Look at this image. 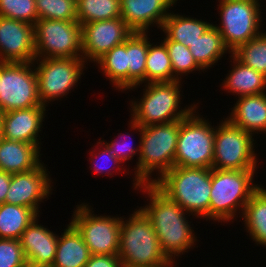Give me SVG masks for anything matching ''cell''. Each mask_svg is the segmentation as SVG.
<instances>
[{
  "instance_id": "1",
  "label": "cell",
  "mask_w": 266,
  "mask_h": 267,
  "mask_svg": "<svg viewBox=\"0 0 266 267\" xmlns=\"http://www.w3.org/2000/svg\"><path fill=\"white\" fill-rule=\"evenodd\" d=\"M139 190L147 194L146 198L148 196L150 201L137 208H140L151 221L160 248L167 258L175 261L195 247L198 237L194 234L193 227H190L191 222L187 220L190 213L168 199L153 184L140 185L138 192Z\"/></svg>"
},
{
  "instance_id": "2",
  "label": "cell",
  "mask_w": 266,
  "mask_h": 267,
  "mask_svg": "<svg viewBox=\"0 0 266 267\" xmlns=\"http://www.w3.org/2000/svg\"><path fill=\"white\" fill-rule=\"evenodd\" d=\"M129 120V127L132 128L129 131L140 132L141 139L132 183L137 191L140 185L154 184L174 167L180 120L145 127H141L131 118ZM155 172L158 177H152Z\"/></svg>"
},
{
  "instance_id": "3",
  "label": "cell",
  "mask_w": 266,
  "mask_h": 267,
  "mask_svg": "<svg viewBox=\"0 0 266 267\" xmlns=\"http://www.w3.org/2000/svg\"><path fill=\"white\" fill-rule=\"evenodd\" d=\"M153 185L192 216L209 220L211 168L174 166Z\"/></svg>"
},
{
  "instance_id": "4",
  "label": "cell",
  "mask_w": 266,
  "mask_h": 267,
  "mask_svg": "<svg viewBox=\"0 0 266 267\" xmlns=\"http://www.w3.org/2000/svg\"><path fill=\"white\" fill-rule=\"evenodd\" d=\"M256 173L257 170L211 168L209 221L233 222L237 213L241 217L249 198L261 187L253 184Z\"/></svg>"
},
{
  "instance_id": "5",
  "label": "cell",
  "mask_w": 266,
  "mask_h": 267,
  "mask_svg": "<svg viewBox=\"0 0 266 267\" xmlns=\"http://www.w3.org/2000/svg\"><path fill=\"white\" fill-rule=\"evenodd\" d=\"M121 217L118 257L123 267H163L171 261L162 252L149 218L139 208ZM125 219V220H124Z\"/></svg>"
},
{
  "instance_id": "6",
  "label": "cell",
  "mask_w": 266,
  "mask_h": 267,
  "mask_svg": "<svg viewBox=\"0 0 266 267\" xmlns=\"http://www.w3.org/2000/svg\"><path fill=\"white\" fill-rule=\"evenodd\" d=\"M182 81L144 84L143 96L130 100L131 119L141 127L153 124L182 120L188 116L198 103L187 105L182 109ZM139 100V101H138ZM181 107V108H180ZM132 112V113H131Z\"/></svg>"
},
{
  "instance_id": "7",
  "label": "cell",
  "mask_w": 266,
  "mask_h": 267,
  "mask_svg": "<svg viewBox=\"0 0 266 267\" xmlns=\"http://www.w3.org/2000/svg\"><path fill=\"white\" fill-rule=\"evenodd\" d=\"M196 111L180 120L174 166L212 168L215 128Z\"/></svg>"
},
{
  "instance_id": "8",
  "label": "cell",
  "mask_w": 266,
  "mask_h": 267,
  "mask_svg": "<svg viewBox=\"0 0 266 267\" xmlns=\"http://www.w3.org/2000/svg\"><path fill=\"white\" fill-rule=\"evenodd\" d=\"M224 120V121H223ZM215 126L213 169L257 170L258 157L255 153L253 134L234 125L227 118Z\"/></svg>"
},
{
  "instance_id": "9",
  "label": "cell",
  "mask_w": 266,
  "mask_h": 267,
  "mask_svg": "<svg viewBox=\"0 0 266 267\" xmlns=\"http://www.w3.org/2000/svg\"><path fill=\"white\" fill-rule=\"evenodd\" d=\"M221 18L213 26L220 32L225 46L234 52L240 45L259 35L261 31V3L259 0H218ZM220 12V13H219Z\"/></svg>"
},
{
  "instance_id": "10",
  "label": "cell",
  "mask_w": 266,
  "mask_h": 267,
  "mask_svg": "<svg viewBox=\"0 0 266 267\" xmlns=\"http://www.w3.org/2000/svg\"><path fill=\"white\" fill-rule=\"evenodd\" d=\"M35 59L83 58L78 21L38 19L34 25Z\"/></svg>"
},
{
  "instance_id": "11",
  "label": "cell",
  "mask_w": 266,
  "mask_h": 267,
  "mask_svg": "<svg viewBox=\"0 0 266 267\" xmlns=\"http://www.w3.org/2000/svg\"><path fill=\"white\" fill-rule=\"evenodd\" d=\"M76 205L70 223L77 229L91 255H118L121 217L94 214L93 207Z\"/></svg>"
},
{
  "instance_id": "12",
  "label": "cell",
  "mask_w": 266,
  "mask_h": 267,
  "mask_svg": "<svg viewBox=\"0 0 266 267\" xmlns=\"http://www.w3.org/2000/svg\"><path fill=\"white\" fill-rule=\"evenodd\" d=\"M85 63L83 58L35 59L33 64H37L35 71L41 104L48 107L51 101L67 97L69 91L78 87L77 83L84 75Z\"/></svg>"
},
{
  "instance_id": "13",
  "label": "cell",
  "mask_w": 266,
  "mask_h": 267,
  "mask_svg": "<svg viewBox=\"0 0 266 267\" xmlns=\"http://www.w3.org/2000/svg\"><path fill=\"white\" fill-rule=\"evenodd\" d=\"M43 106L33 62H0V112Z\"/></svg>"
},
{
  "instance_id": "14",
  "label": "cell",
  "mask_w": 266,
  "mask_h": 267,
  "mask_svg": "<svg viewBox=\"0 0 266 267\" xmlns=\"http://www.w3.org/2000/svg\"><path fill=\"white\" fill-rule=\"evenodd\" d=\"M133 33L119 17L82 25L83 59L95 63L105 53L120 45Z\"/></svg>"
},
{
  "instance_id": "15",
  "label": "cell",
  "mask_w": 266,
  "mask_h": 267,
  "mask_svg": "<svg viewBox=\"0 0 266 267\" xmlns=\"http://www.w3.org/2000/svg\"><path fill=\"white\" fill-rule=\"evenodd\" d=\"M49 174L43 162L33 170L12 174L5 203L29 207L39 215V205L52 195Z\"/></svg>"
},
{
  "instance_id": "16",
  "label": "cell",
  "mask_w": 266,
  "mask_h": 267,
  "mask_svg": "<svg viewBox=\"0 0 266 267\" xmlns=\"http://www.w3.org/2000/svg\"><path fill=\"white\" fill-rule=\"evenodd\" d=\"M35 60L34 26L0 16V62Z\"/></svg>"
},
{
  "instance_id": "17",
  "label": "cell",
  "mask_w": 266,
  "mask_h": 267,
  "mask_svg": "<svg viewBox=\"0 0 266 267\" xmlns=\"http://www.w3.org/2000/svg\"><path fill=\"white\" fill-rule=\"evenodd\" d=\"M46 106L11 110L1 115V137L7 140L22 141L42 147L40 131L45 118ZM39 139V140H38Z\"/></svg>"
},
{
  "instance_id": "18",
  "label": "cell",
  "mask_w": 266,
  "mask_h": 267,
  "mask_svg": "<svg viewBox=\"0 0 266 267\" xmlns=\"http://www.w3.org/2000/svg\"><path fill=\"white\" fill-rule=\"evenodd\" d=\"M177 2L178 0H121V18L133 32H149L152 26L161 29L170 9Z\"/></svg>"
},
{
  "instance_id": "19",
  "label": "cell",
  "mask_w": 266,
  "mask_h": 267,
  "mask_svg": "<svg viewBox=\"0 0 266 267\" xmlns=\"http://www.w3.org/2000/svg\"><path fill=\"white\" fill-rule=\"evenodd\" d=\"M38 217L27 226L19 240L28 265L51 267L57 250L58 235L38 224Z\"/></svg>"
},
{
  "instance_id": "20",
  "label": "cell",
  "mask_w": 266,
  "mask_h": 267,
  "mask_svg": "<svg viewBox=\"0 0 266 267\" xmlns=\"http://www.w3.org/2000/svg\"><path fill=\"white\" fill-rule=\"evenodd\" d=\"M231 111L226 118L234 125L253 135H266V93L238 98Z\"/></svg>"
},
{
  "instance_id": "21",
  "label": "cell",
  "mask_w": 266,
  "mask_h": 267,
  "mask_svg": "<svg viewBox=\"0 0 266 267\" xmlns=\"http://www.w3.org/2000/svg\"><path fill=\"white\" fill-rule=\"evenodd\" d=\"M40 149L33 144L0 138V170L22 173L35 169L41 162Z\"/></svg>"
},
{
  "instance_id": "22",
  "label": "cell",
  "mask_w": 266,
  "mask_h": 267,
  "mask_svg": "<svg viewBox=\"0 0 266 267\" xmlns=\"http://www.w3.org/2000/svg\"><path fill=\"white\" fill-rule=\"evenodd\" d=\"M233 67L222 82V87L231 95L242 96L266 93V76L244 65L232 53L229 56Z\"/></svg>"
},
{
  "instance_id": "23",
  "label": "cell",
  "mask_w": 266,
  "mask_h": 267,
  "mask_svg": "<svg viewBox=\"0 0 266 267\" xmlns=\"http://www.w3.org/2000/svg\"><path fill=\"white\" fill-rule=\"evenodd\" d=\"M91 254L77 229L69 222L58 236V245L51 267H84Z\"/></svg>"
},
{
  "instance_id": "24",
  "label": "cell",
  "mask_w": 266,
  "mask_h": 267,
  "mask_svg": "<svg viewBox=\"0 0 266 267\" xmlns=\"http://www.w3.org/2000/svg\"><path fill=\"white\" fill-rule=\"evenodd\" d=\"M212 25V22L209 23L202 19L191 18L170 11L160 30L164 32V36L166 35L169 40L190 47Z\"/></svg>"
},
{
  "instance_id": "25",
  "label": "cell",
  "mask_w": 266,
  "mask_h": 267,
  "mask_svg": "<svg viewBox=\"0 0 266 267\" xmlns=\"http://www.w3.org/2000/svg\"><path fill=\"white\" fill-rule=\"evenodd\" d=\"M148 33L149 32H133L126 39L129 91H133V89L146 83V60L150 44V34L148 35Z\"/></svg>"
},
{
  "instance_id": "26",
  "label": "cell",
  "mask_w": 266,
  "mask_h": 267,
  "mask_svg": "<svg viewBox=\"0 0 266 267\" xmlns=\"http://www.w3.org/2000/svg\"><path fill=\"white\" fill-rule=\"evenodd\" d=\"M261 187L249 198L241 218L244 230L257 245L266 247V189Z\"/></svg>"
},
{
  "instance_id": "27",
  "label": "cell",
  "mask_w": 266,
  "mask_h": 267,
  "mask_svg": "<svg viewBox=\"0 0 266 267\" xmlns=\"http://www.w3.org/2000/svg\"><path fill=\"white\" fill-rule=\"evenodd\" d=\"M188 48L196 63L204 71L217 64L225 53L231 54L223 42L222 35L213 25Z\"/></svg>"
},
{
  "instance_id": "28",
  "label": "cell",
  "mask_w": 266,
  "mask_h": 267,
  "mask_svg": "<svg viewBox=\"0 0 266 267\" xmlns=\"http://www.w3.org/2000/svg\"><path fill=\"white\" fill-rule=\"evenodd\" d=\"M95 64L118 91L128 90V52L126 41L105 53Z\"/></svg>"
},
{
  "instance_id": "29",
  "label": "cell",
  "mask_w": 266,
  "mask_h": 267,
  "mask_svg": "<svg viewBox=\"0 0 266 267\" xmlns=\"http://www.w3.org/2000/svg\"><path fill=\"white\" fill-rule=\"evenodd\" d=\"M37 216L29 207L0 204V238L20 239L23 231Z\"/></svg>"
},
{
  "instance_id": "30",
  "label": "cell",
  "mask_w": 266,
  "mask_h": 267,
  "mask_svg": "<svg viewBox=\"0 0 266 267\" xmlns=\"http://www.w3.org/2000/svg\"><path fill=\"white\" fill-rule=\"evenodd\" d=\"M150 43L146 60V84L174 82L178 79L173 75L172 63L165 44Z\"/></svg>"
},
{
  "instance_id": "31",
  "label": "cell",
  "mask_w": 266,
  "mask_h": 267,
  "mask_svg": "<svg viewBox=\"0 0 266 267\" xmlns=\"http://www.w3.org/2000/svg\"><path fill=\"white\" fill-rule=\"evenodd\" d=\"M121 17V0H77V21L83 25Z\"/></svg>"
},
{
  "instance_id": "32",
  "label": "cell",
  "mask_w": 266,
  "mask_h": 267,
  "mask_svg": "<svg viewBox=\"0 0 266 267\" xmlns=\"http://www.w3.org/2000/svg\"><path fill=\"white\" fill-rule=\"evenodd\" d=\"M232 54L244 65L266 76V32L240 45Z\"/></svg>"
},
{
  "instance_id": "33",
  "label": "cell",
  "mask_w": 266,
  "mask_h": 267,
  "mask_svg": "<svg viewBox=\"0 0 266 267\" xmlns=\"http://www.w3.org/2000/svg\"><path fill=\"white\" fill-rule=\"evenodd\" d=\"M167 50L172 63L173 75L180 81L185 76L195 71L204 70L196 63L188 47L183 44L171 41L166 36L161 40ZM194 71V72H193Z\"/></svg>"
},
{
  "instance_id": "34",
  "label": "cell",
  "mask_w": 266,
  "mask_h": 267,
  "mask_svg": "<svg viewBox=\"0 0 266 267\" xmlns=\"http://www.w3.org/2000/svg\"><path fill=\"white\" fill-rule=\"evenodd\" d=\"M39 19L77 21V0H35Z\"/></svg>"
},
{
  "instance_id": "35",
  "label": "cell",
  "mask_w": 266,
  "mask_h": 267,
  "mask_svg": "<svg viewBox=\"0 0 266 267\" xmlns=\"http://www.w3.org/2000/svg\"><path fill=\"white\" fill-rule=\"evenodd\" d=\"M0 16L33 26L39 19L35 0H0Z\"/></svg>"
},
{
  "instance_id": "36",
  "label": "cell",
  "mask_w": 266,
  "mask_h": 267,
  "mask_svg": "<svg viewBox=\"0 0 266 267\" xmlns=\"http://www.w3.org/2000/svg\"><path fill=\"white\" fill-rule=\"evenodd\" d=\"M100 141V142H99ZM97 145L93 146L94 148H92V151H89V155L91 156L89 158V162L92 163L91 165L92 166H89V167H92L91 169L101 175V174H106L109 176L110 174V177L112 176L113 172H116L114 171V169H110L112 167H108V166H103L101 161L100 162H97L96 158H99L100 157V160H103L102 162H110L111 161V164L114 166L115 169H119L118 171L120 172L121 170H124L125 172H127V174L129 175V169L128 170H125V167H122L123 165L122 162H120L111 152L110 150L108 149V147L101 141V138L100 140L98 139V142L96 143ZM98 146V147H97ZM96 147V148H95ZM102 147V148H101ZM99 148V149H98ZM93 149H97V153L95 152L96 150H93ZM102 158V159H101ZM91 160V161H90ZM99 161V160H98ZM94 165V166H93ZM122 167V168H121ZM121 168V169H120ZM106 172V173H105Z\"/></svg>"
},
{
  "instance_id": "37",
  "label": "cell",
  "mask_w": 266,
  "mask_h": 267,
  "mask_svg": "<svg viewBox=\"0 0 266 267\" xmlns=\"http://www.w3.org/2000/svg\"><path fill=\"white\" fill-rule=\"evenodd\" d=\"M26 265L20 240L0 238V267H25Z\"/></svg>"
},
{
  "instance_id": "38",
  "label": "cell",
  "mask_w": 266,
  "mask_h": 267,
  "mask_svg": "<svg viewBox=\"0 0 266 267\" xmlns=\"http://www.w3.org/2000/svg\"><path fill=\"white\" fill-rule=\"evenodd\" d=\"M130 136V134L128 133L126 136ZM124 133H120L118 134V138H124ZM131 137V136H130ZM122 140V139H121ZM119 141V139L117 140H111V142H106L104 140H101L110 150V152L120 161L122 162V164L126 161L132 160L134 156H139L140 153V140L139 139V145H137V147H133V144H128L127 141L123 142ZM132 140V139H131ZM133 143V142H132ZM138 152V153H137Z\"/></svg>"
},
{
  "instance_id": "39",
  "label": "cell",
  "mask_w": 266,
  "mask_h": 267,
  "mask_svg": "<svg viewBox=\"0 0 266 267\" xmlns=\"http://www.w3.org/2000/svg\"><path fill=\"white\" fill-rule=\"evenodd\" d=\"M84 267H123L118 255H91Z\"/></svg>"
},
{
  "instance_id": "40",
  "label": "cell",
  "mask_w": 266,
  "mask_h": 267,
  "mask_svg": "<svg viewBox=\"0 0 266 267\" xmlns=\"http://www.w3.org/2000/svg\"><path fill=\"white\" fill-rule=\"evenodd\" d=\"M10 173L0 170V204L5 203L6 195L11 183Z\"/></svg>"
},
{
  "instance_id": "41",
  "label": "cell",
  "mask_w": 266,
  "mask_h": 267,
  "mask_svg": "<svg viewBox=\"0 0 266 267\" xmlns=\"http://www.w3.org/2000/svg\"><path fill=\"white\" fill-rule=\"evenodd\" d=\"M174 263H175V265H174ZM176 265H177L176 261H171L170 263H168L166 266H163V267H174Z\"/></svg>"
},
{
  "instance_id": "42",
  "label": "cell",
  "mask_w": 266,
  "mask_h": 267,
  "mask_svg": "<svg viewBox=\"0 0 266 267\" xmlns=\"http://www.w3.org/2000/svg\"><path fill=\"white\" fill-rule=\"evenodd\" d=\"M1 115L2 113L0 112V138H1Z\"/></svg>"
}]
</instances>
